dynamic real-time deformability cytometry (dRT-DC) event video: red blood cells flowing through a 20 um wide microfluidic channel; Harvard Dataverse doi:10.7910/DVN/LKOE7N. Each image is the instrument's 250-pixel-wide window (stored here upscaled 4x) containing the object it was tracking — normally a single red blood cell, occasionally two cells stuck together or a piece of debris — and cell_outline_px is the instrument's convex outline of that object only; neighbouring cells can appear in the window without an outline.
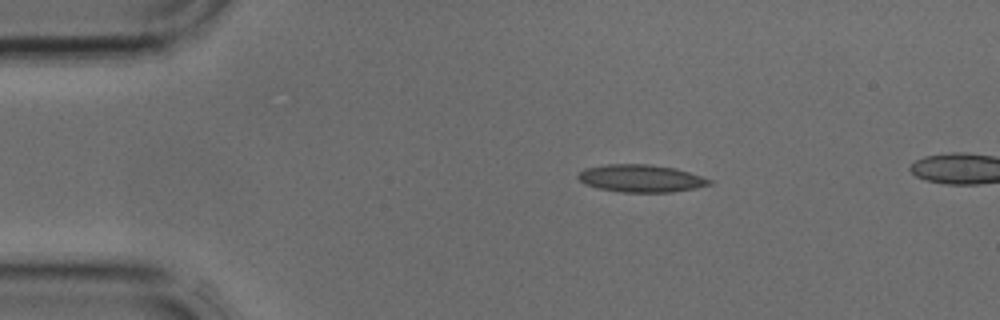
{"species": "common noctule bat (a hibernating species)", "species_latin": "Nyctalus noctula", "temperature_condition": "cold", "stored_images_in_passage": 3, "camera_frame_rate_fps": 3000, "um_per_image_px": 0.085, "animal": {"sex": "male", "body_mass_g": 17.9, "forearm_length_mm": 54.2}, "frame": {"image": 1, "passage_image": 1, "time_ms": 0.0, "image_size_px": [1000, 320], "cell_outline_px": [[712, 184], [696, 188], [672, 192], [620, 192], [600, 188], [584, 184], [576, 176], [584, 168], [608, 164], [648, 164], [676, 168], [712, 180]], "centroid_in_image_um": [54.47, 15.16], "position_along_channel_um": 30.5, "area_um2": 20.98}}